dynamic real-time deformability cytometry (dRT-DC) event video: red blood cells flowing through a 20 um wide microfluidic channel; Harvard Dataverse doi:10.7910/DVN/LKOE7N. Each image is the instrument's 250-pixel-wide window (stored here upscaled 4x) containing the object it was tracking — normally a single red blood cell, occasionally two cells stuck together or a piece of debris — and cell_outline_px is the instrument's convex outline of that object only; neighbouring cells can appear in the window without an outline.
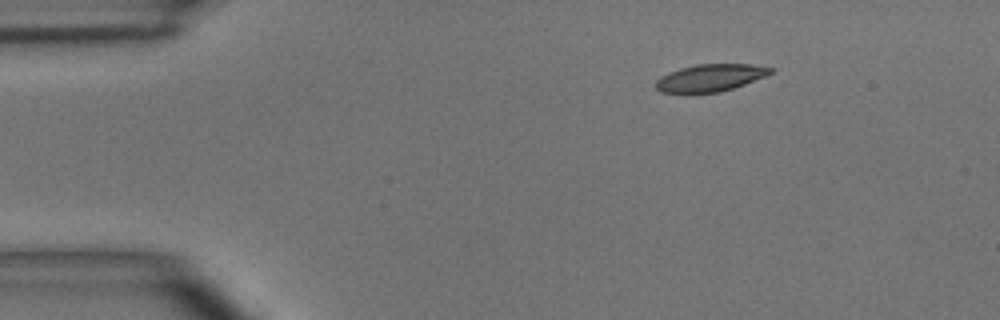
{"species": "common noctule bat (a hibernating species)", "species_latin": "Nyctalus noctula", "temperature_condition": "room temperature", "stored_images_in_passage": 6, "camera_frame_rate_fps": 3000, "um_per_image_px": 0.085, "animal": {"sex": "male", "body_mass_g": 15.6}, "frame": {"image": 1, "passage_image": 1, "time_ms": 0.0, "image_size_px": [1000, 320], "cell_outline_px": [[776, 68], [772, 72], [764, 76], [744, 84], [720, 92], [688, 96], [660, 92], [656, 88], [656, 80], [660, 76], [668, 72], [680, 68], [696, 64], [752, 64]], "centroid_in_image_um": [60.29, 6.65], "position_along_channel_um": 24.7, "area_um2": 18.9}}